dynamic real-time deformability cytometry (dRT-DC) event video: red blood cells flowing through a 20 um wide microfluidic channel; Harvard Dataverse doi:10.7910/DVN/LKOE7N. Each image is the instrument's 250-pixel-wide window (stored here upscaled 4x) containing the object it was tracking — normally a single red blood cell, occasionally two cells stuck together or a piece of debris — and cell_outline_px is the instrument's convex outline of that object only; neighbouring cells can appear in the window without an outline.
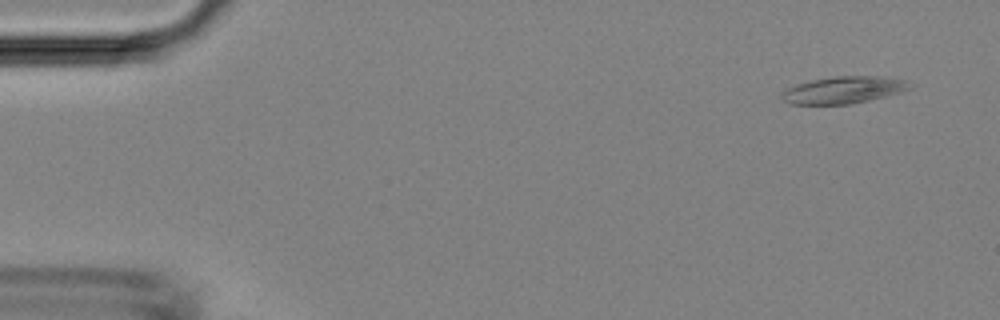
{"species": "Egyptian fruit bat (a non-hibernating species)", "species_latin": "Rousettus aegyptiacus", "temperature_condition": "room temperature", "stored_images_in_passage": 48, "camera_frame_rate_fps": 3000, "um_per_image_px": 0.085, "animal": {"sex": "female"}, "frame": {"image": 1, "passage_image": 3, "time_ms": 0.667, "image_size_px": [1000, 320], "cell_outline_px": [[916, 84], [912, 88], [900, 92], [852, 104], [788, 104], [780, 96], [784, 88], [796, 84], [812, 80], [832, 76], [876, 76], [908, 80]], "centroid_in_image_um": [71.71, 7.64], "position_along_channel_um": 13.3, "area_um2": 20.35}}
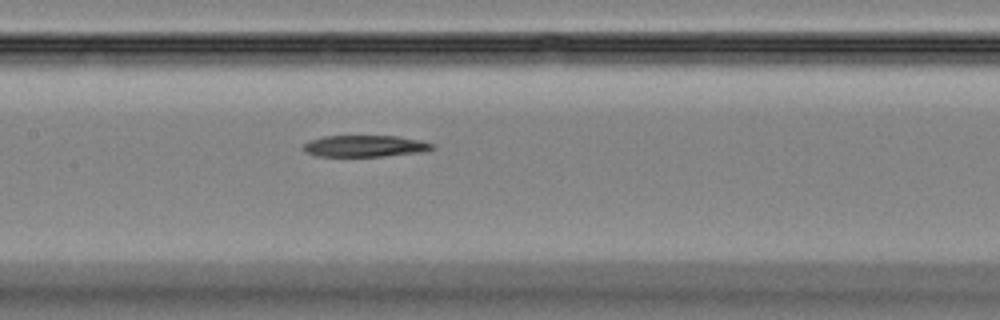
{"frame": {"image": 2, "passage_image": 23, "time_ms": 7.333, "image_size_px": [1000, 320], "cell_outline_px": [[436, 148], [424, 152], [384, 156], [316, 156], [304, 152], [304, 144], [308, 140], [324, 136], [396, 136], [420, 140], [436, 144]], "centroid_in_image_um": [31.06, 12.41], "position_along_channel_um": 176.3, "area_um2": 16.36}}
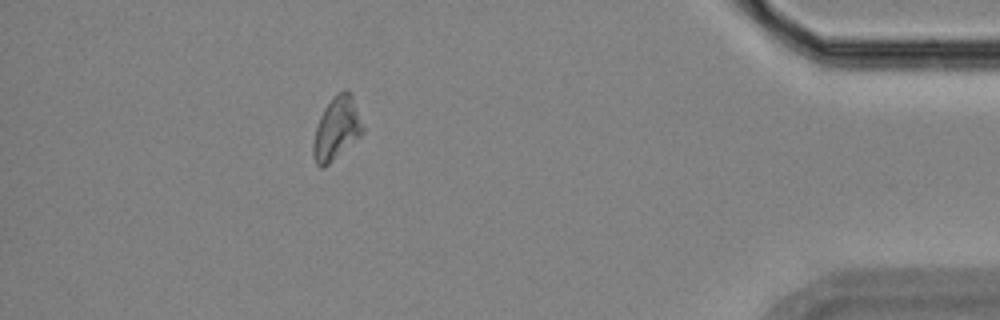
{"frame": {"image": 3, "passage_image": 43, "time_ms": 14.0, "image_size_px": [1000, 320], "cell_outline_px": [[364, 132], [360, 136], [324, 168], [320, 168], [316, 164], [312, 156], [312, 144], [316, 128], [320, 116], [324, 108], [332, 96], [344, 88], [348, 88], [352, 96], [364, 128]], "centroid_in_image_um": [28.59, 10.91], "position_along_channel_um": 406.6, "area_um2": 18.21}}